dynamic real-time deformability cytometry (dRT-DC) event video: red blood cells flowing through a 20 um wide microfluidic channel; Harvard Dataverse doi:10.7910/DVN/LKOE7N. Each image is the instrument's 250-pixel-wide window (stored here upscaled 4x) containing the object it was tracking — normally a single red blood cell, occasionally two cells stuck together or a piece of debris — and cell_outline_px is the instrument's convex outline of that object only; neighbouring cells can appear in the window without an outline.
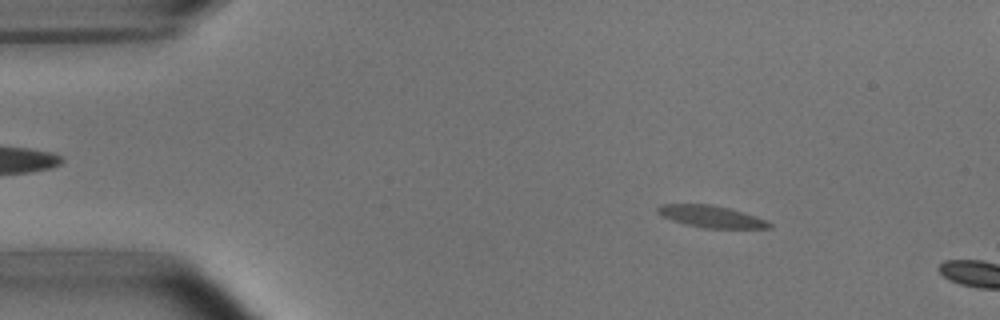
{"species": "common noctule bat (a hibernating species)", "species_latin": "Nyctalus noctula", "temperature_condition": "room temperature", "stored_images_in_passage": 3, "camera_frame_rate_fps": 3000, "um_per_image_px": 0.085, "animal": {"sex": "male", "body_mass_g": 15.6}, "frame": {"image": 1, "passage_image": 2, "time_ms": 1.333, "image_size_px": [1000, 320], "cell_outline_px": [[772, 228], [704, 228], [684, 224], [660, 216], [656, 212], [656, 208], [660, 204], [712, 204], [744, 212], [756, 216], [772, 224]], "centroid_in_image_um": [60.4, 18.4], "position_along_channel_um": 24.6, "area_um2": 14.33}}